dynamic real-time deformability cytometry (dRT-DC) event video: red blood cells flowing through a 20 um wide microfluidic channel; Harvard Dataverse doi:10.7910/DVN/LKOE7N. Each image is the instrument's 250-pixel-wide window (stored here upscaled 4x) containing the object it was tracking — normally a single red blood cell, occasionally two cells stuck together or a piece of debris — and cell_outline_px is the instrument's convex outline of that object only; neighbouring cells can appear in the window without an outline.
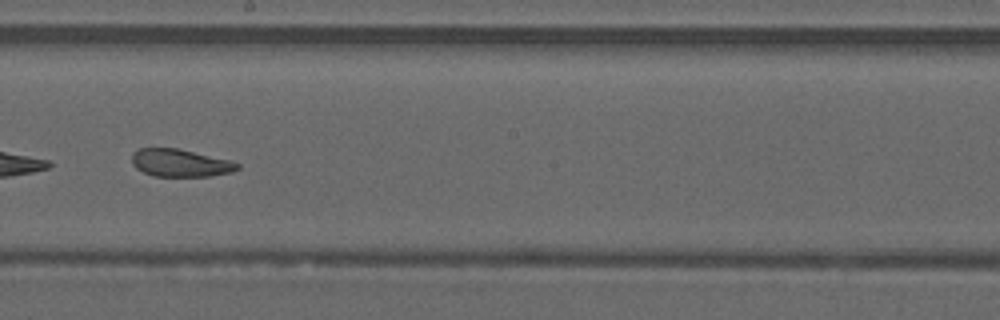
{"species": "common noctule bat (a hibernating species)", "species_latin": "Nyctalus noctula", "temperature_condition": "warm", "stored_images_in_passage": 48, "camera_frame_rate_fps": 3000, "um_per_image_px": 0.085, "animal": {"sex": "male", "forearm_length_mm": 52.5}, "frame": {"image": 1, "passage_image": 28, "time_ms": 9.0, "image_size_px": [1000, 320], "cell_outline_px": [[240, 168], [232, 172], [208, 176], [152, 176], [136, 168], [132, 164], [132, 152], [140, 148], [176, 148], [228, 160], [240, 164]], "centroid_in_image_um": [15.29, 13.85], "position_along_channel_um": 232.9, "area_um2": 16.82}, "authors_computed_cell_mechanics": {"area_um2": 19.363, "velocity_mm_per_s": 4.1861, "shape_relaxation_time_tau1_ms": null, "shape_relaxation_time_tau2_ms": 1.5633, "deformation_change_tau1": null, "deformation_change_tau2": 0.0858}}